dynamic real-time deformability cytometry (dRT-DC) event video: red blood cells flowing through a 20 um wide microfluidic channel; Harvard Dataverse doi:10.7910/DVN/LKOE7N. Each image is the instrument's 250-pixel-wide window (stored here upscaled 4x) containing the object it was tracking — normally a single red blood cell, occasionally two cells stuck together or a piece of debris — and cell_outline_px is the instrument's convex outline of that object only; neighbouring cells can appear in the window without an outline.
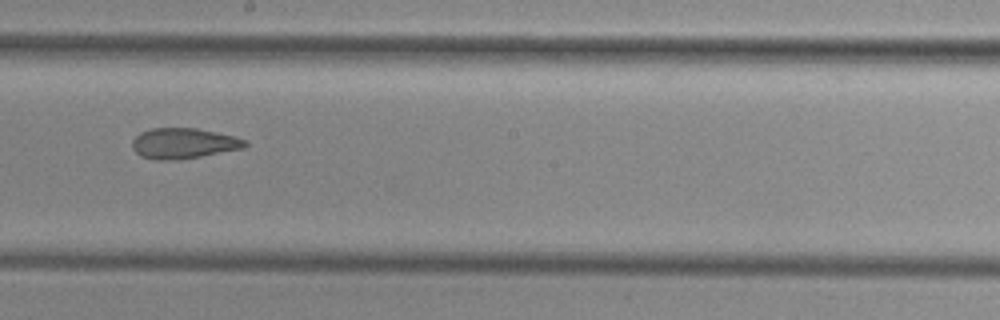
{"species": "common noctule bat (a hibernating species)", "species_latin": "Nyctalus noctula", "temperature_condition": "cold", "stored_images_in_passage": 12, "camera_frame_rate_fps": 3000, "um_per_image_px": 0.085, "animal": {"sex": "female", "body_mass_g": 29.2, "forearm_length_mm": 56.3}, "frame": {"image": 1, "passage_image": 6, "time_ms": 7.0, "image_size_px": [1000, 320], "cell_outline_px": [[248, 144], [244, 148], [200, 156], [168, 160], [156, 160], [140, 156], [132, 148], [132, 140], [140, 132], [152, 128], [196, 128], [236, 136], [248, 140]], "centroid_in_image_um": [15.61, 12.17], "position_along_channel_um": 232.6, "area_um2": 20.06}}
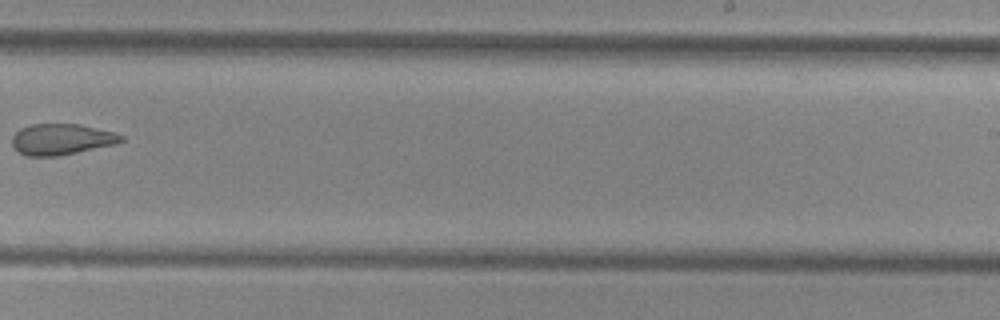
{"frame": {"image": 2, "passage_image": 7, "time_ms": 8.333, "image_size_px": [1000, 320], "cell_outline_px": [[124, 140], [116, 144], [60, 156], [28, 156], [20, 152], [12, 144], [12, 136], [20, 128], [32, 124], [80, 124], [112, 132], [124, 136]], "centroid_in_image_um": [5.23, 11.84], "position_along_channel_um": 283.8, "area_um2": 19.65}}
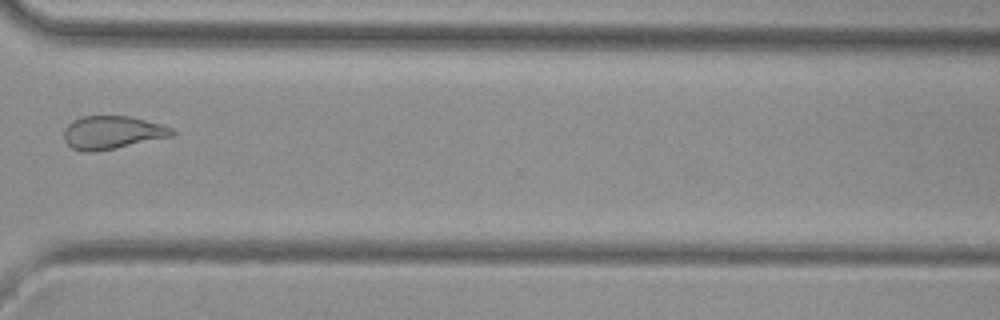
{"frame": {"image": 3, "passage_image": 9, "time_ms": 10.333, "image_size_px": [1000, 320], "cell_outline_px": [[176, 132], [172, 136], [116, 148], [92, 152], [84, 152], [72, 148], [64, 140], [64, 128], [72, 120], [80, 116], [132, 116], [160, 124], [172, 128]], "centroid_in_image_um": [9.51, 11.25], "position_along_channel_um": 361.1, "area_um2": 20.92}, "authors_computed_cell_mechanics": {"area_um2": 21.2993, "velocity_mm_per_s": 3.866, "shape_relaxation_time_tau1_ms": null, "shape_relaxation_time_tau2_ms": 3.1636, "deformation_change_tau1": null, "deformation_change_tau2": 0.0915}}